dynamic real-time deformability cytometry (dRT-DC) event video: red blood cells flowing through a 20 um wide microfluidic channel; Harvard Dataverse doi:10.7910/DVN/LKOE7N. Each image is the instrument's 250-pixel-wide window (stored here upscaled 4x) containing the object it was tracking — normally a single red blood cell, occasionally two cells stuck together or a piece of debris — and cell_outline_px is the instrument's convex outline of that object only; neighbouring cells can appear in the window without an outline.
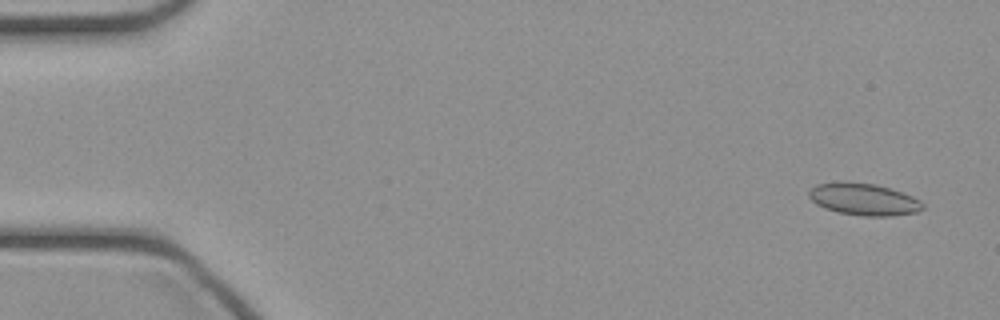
{"species": "common noctule bat (a hibernating species)", "species_latin": "Nyctalus noctula", "temperature_condition": "cold", "stored_images_in_passage": 45, "camera_frame_rate_fps": 3000, "um_per_image_px": 0.085, "animal": {"sex": "female", "body_mass_g": 21.9}, "frame": {"image": 1, "passage_image": 1, "time_ms": 0.0, "image_size_px": [1000, 320], "cell_outline_px": [[924, 208], [920, 212], [892, 216], [864, 216], [840, 212], [824, 208], [816, 204], [808, 196], [808, 192], [816, 184], [844, 180], [876, 184], [892, 188], [912, 196], [920, 200], [924, 204]], "centroid_in_image_um": [73.44, 16.92], "position_along_channel_um": 11.6, "area_um2": 21.62}}
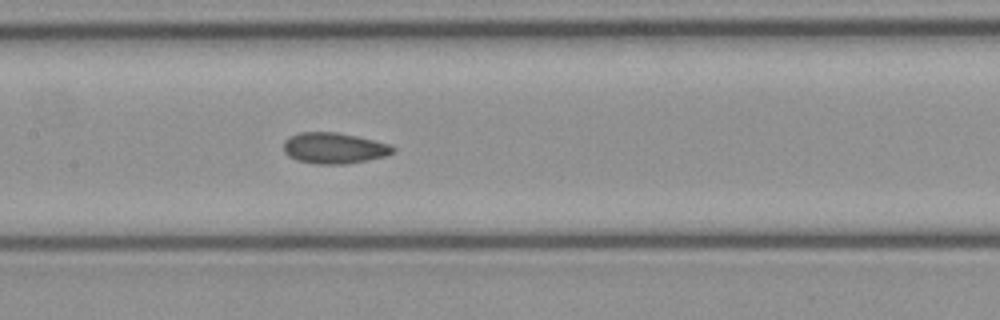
{"frame": {"image": 2, "passage_image": 21, "time_ms": 6.667, "image_size_px": [1000, 320], "cell_outline_px": [[396, 152], [384, 156], [344, 164], [316, 164], [296, 160], [288, 156], [284, 152], [284, 140], [288, 136], [300, 132], [336, 132], [356, 136], [392, 144], [396, 148]], "centroid_in_image_um": [28.39, 12.58], "position_along_channel_um": 179.0, "area_um2": 19.83}}
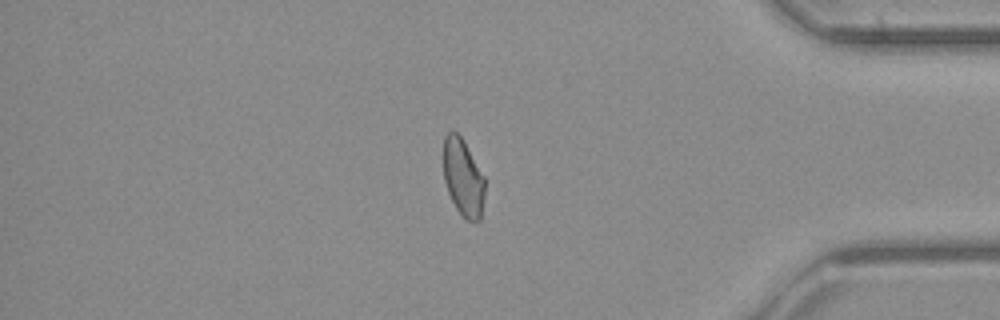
{"frame": {"image": 3, "passage_image": 38, "time_ms": 12.333, "image_size_px": [1000, 320], "cell_outline_px": [[484, 196], [480, 220], [468, 220], [456, 208], [448, 192], [444, 180], [444, 136], [448, 132], [456, 132], [460, 136], [484, 176]], "centroid_in_image_um": [39.36, 15.09], "position_along_channel_um": 395.8, "area_um2": 18.15}}